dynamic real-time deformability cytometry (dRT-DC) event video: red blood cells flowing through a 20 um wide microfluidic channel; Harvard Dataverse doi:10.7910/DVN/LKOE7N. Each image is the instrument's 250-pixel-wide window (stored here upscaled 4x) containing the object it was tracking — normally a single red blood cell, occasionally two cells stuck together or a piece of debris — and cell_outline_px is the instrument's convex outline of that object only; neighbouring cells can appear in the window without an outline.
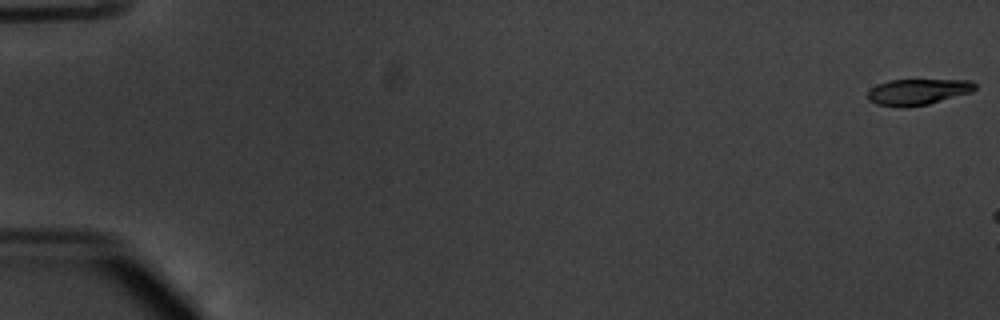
{"species": "common noctule bat (a hibernating species)", "species_latin": "Nyctalus noctula", "temperature_condition": "warm", "stored_images_in_passage": 6, "camera_frame_rate_fps": 3000, "um_per_image_px": 0.085, "animal": {"sex": "male", "body_mass_g": 20.1, "forearm_length_mm": 53.5}, "frame": {"image": 1, "passage_image": 1, "time_ms": 0.0, "image_size_px": [1000, 320], "cell_outline_px": [[976, 88], [972, 92], [928, 104], [900, 108], [876, 104], [868, 100], [868, 92], [876, 84], [888, 80], [972, 80], [976, 84]], "centroid_in_image_um": [78.0, 7.81], "position_along_channel_um": 7.0, "area_um2": 16.36}}